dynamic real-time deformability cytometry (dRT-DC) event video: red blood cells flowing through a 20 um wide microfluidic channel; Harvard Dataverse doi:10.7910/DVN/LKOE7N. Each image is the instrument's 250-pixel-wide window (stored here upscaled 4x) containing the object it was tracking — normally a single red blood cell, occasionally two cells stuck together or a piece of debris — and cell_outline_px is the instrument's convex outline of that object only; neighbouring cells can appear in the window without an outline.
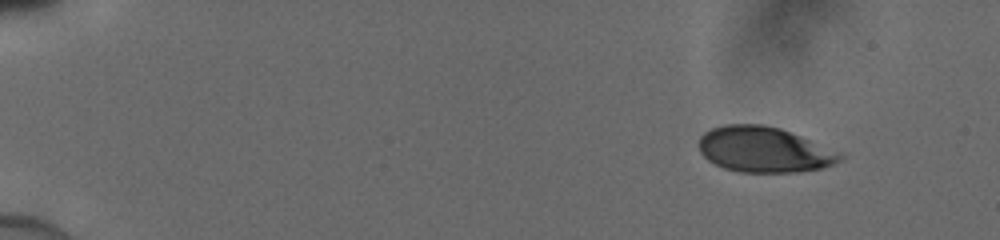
{"species": "human", "species_latin": "Homo sapiens", "temperature_condition": "cold", "stored_images_in_passage": 46, "camera_frame_rate_fps": 3000, "um_per_image_px": 0.085, "donor": {"sex": "male"}, "frame": {"image": 1, "passage_image": 1, "time_ms": 0.0, "image_size_px": [1000, 240], "cell_outline_px": [[844, 160], [820, 168], [796, 172], [740, 172], [724, 168], [708, 160], [700, 152], [700, 136], [704, 132], [712, 128], [724, 124], [764, 124], [780, 128], [844, 152]], "centroid_in_image_um": [64.99, 12.71], "position_along_channel_um": 20.0, "area_um2": 37.69}}
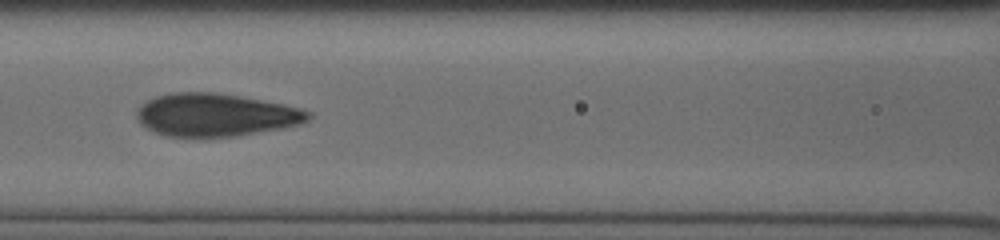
{"frame": {"image": 2, "passage_image": 20, "time_ms": 6.333, "image_size_px": [1000, 240], "cell_outline_px": [[312, 116], [308, 120], [300, 124], [280, 128], [236, 136], [164, 136], [140, 124], [136, 116], [136, 112], [148, 100], [156, 96], [172, 92], [216, 92], [284, 104], [300, 108], [312, 112]], "centroid_in_image_um": [18.34, 9.76], "position_along_channel_um": 148.3, "area_um2": 42.48}}
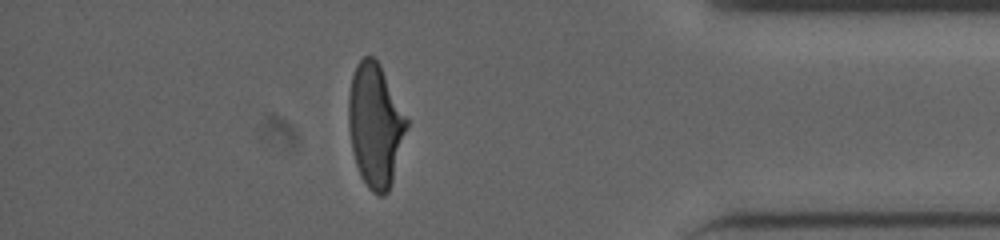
{"frame": {"image": 3, "passage_image": 40, "time_ms": 13.0, "image_size_px": [1000, 240], "cell_outline_px": [[408, 124], [392, 180], [388, 192], [384, 196], [380, 196], [372, 192], [368, 188], [360, 176], [356, 164], [352, 148], [348, 128], [348, 96], [352, 76], [356, 64], [364, 56], [372, 56], [380, 64], [408, 120]], "centroid_in_image_um": [31.87, 10.64], "position_along_channel_um": 403.3, "area_um2": 41.56}}